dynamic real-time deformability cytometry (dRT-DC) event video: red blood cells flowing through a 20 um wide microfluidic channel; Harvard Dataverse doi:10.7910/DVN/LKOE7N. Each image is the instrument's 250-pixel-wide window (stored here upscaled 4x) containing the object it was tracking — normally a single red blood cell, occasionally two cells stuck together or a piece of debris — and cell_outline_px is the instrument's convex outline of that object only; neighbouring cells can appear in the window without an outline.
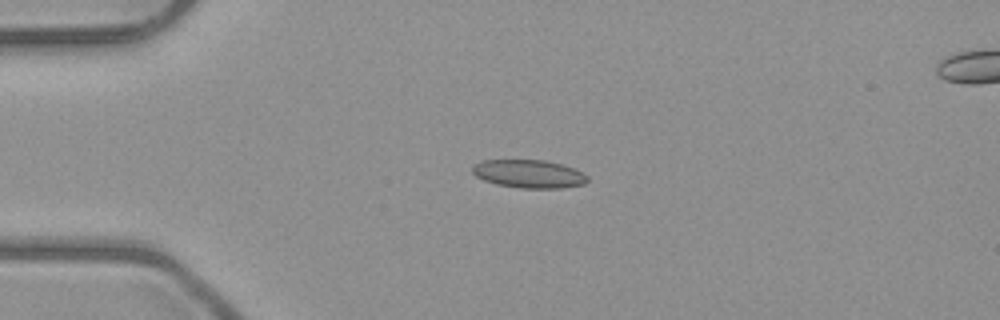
{"species": "common noctule bat (a hibernating species)", "species_latin": "Nyctalus noctula", "temperature_condition": "room temperature", "stored_images_in_passage": 5, "camera_frame_rate_fps": 3000, "um_per_image_px": 0.085, "animal": {"sex": "male", "body_mass_g": 23.1, "forearm_length_mm": 52.7}, "frame": {"image": 1, "passage_image": 3, "time_ms": 2.333, "image_size_px": [1000, 320], "cell_outline_px": [[588, 180], [584, 184], [560, 188], [520, 188], [496, 184], [484, 180], [476, 176], [472, 172], [472, 164], [480, 160], [544, 160], [560, 164], [584, 172], [588, 176]], "centroid_in_image_um": [44.93, 14.77], "position_along_channel_um": 40.1, "area_um2": 18.96}}